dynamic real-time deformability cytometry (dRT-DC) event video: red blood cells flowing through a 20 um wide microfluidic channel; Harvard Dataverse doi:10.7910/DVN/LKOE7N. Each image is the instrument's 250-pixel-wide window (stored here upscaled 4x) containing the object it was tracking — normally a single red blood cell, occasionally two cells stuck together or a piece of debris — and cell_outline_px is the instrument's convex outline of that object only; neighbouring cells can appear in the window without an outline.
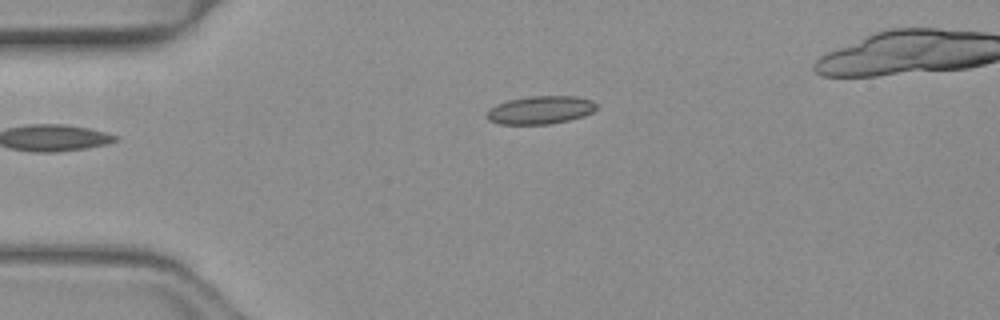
{"species": "common noctule bat (a hibernating species)", "species_latin": "Nyctalus noctula", "temperature_condition": "warm", "stored_images_in_passage": 34, "camera_frame_rate_fps": 3000, "um_per_image_px": 0.085, "animal": {"sex": "female", "body_mass_g": 19.3, "forearm_length_mm": 54.1}, "frame": {"image": 1, "passage_image": 1, "time_ms": 0.0, "image_size_px": [1000, 320], "cell_outline_px": [[596, 108], [592, 112], [584, 116], [568, 120], [548, 124], [500, 124], [488, 120], [484, 116], [496, 104], [508, 100], [528, 96], [576, 96], [592, 100], [596, 104]], "centroid_in_image_um": [45.92, 9.34], "position_along_channel_um": 39.1, "area_um2": 17.92}}
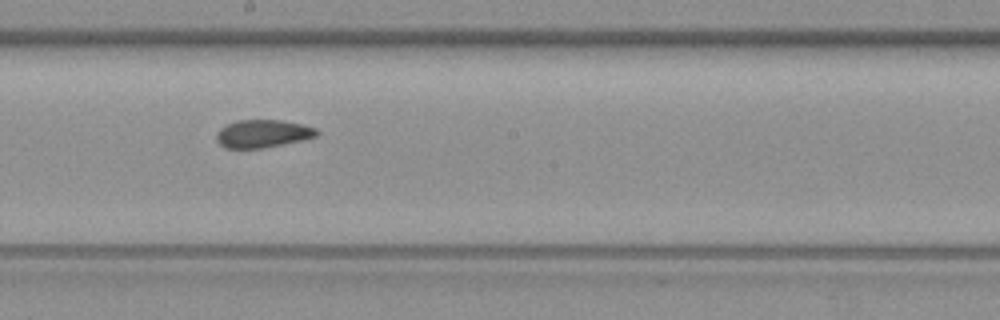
{"frame": {"image": 2, "passage_image": 17, "time_ms": 5.333, "image_size_px": [1000, 320], "cell_outline_px": [[320, 132], [316, 136], [300, 140], [264, 148], [224, 148], [216, 140], [216, 132], [220, 128], [236, 120], [280, 120], [300, 124], [316, 128]], "centroid_in_image_um": [22.29, 11.36], "position_along_channel_um": 225.9, "area_um2": 16.18}}
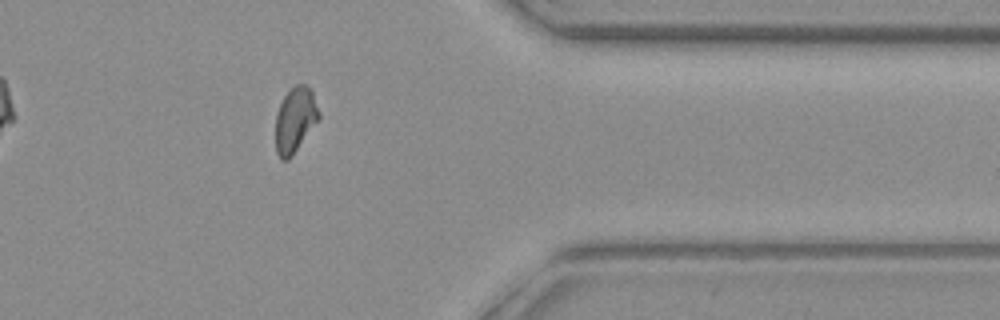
{"frame": {"image": 3, "passage_image": 30, "time_ms": 9.667, "image_size_px": [1000, 320], "cell_outline_px": [[320, 116], [292, 156], [288, 160], [280, 160], [276, 152], [276, 112], [284, 96], [296, 84], [308, 84], [312, 88], [320, 112]], "centroid_in_image_um": [25.09, 10.16], "position_along_channel_um": 386.3, "area_um2": 16.47}, "authors_computed_cell_mechanics": {"area_um2": 16.8198, "velocity_mm_per_s": 4.0919, "shape_relaxation_time_tau1_ms": null, "shape_relaxation_time_tau2_ms": 1.4191, "deformation_change_tau1": null, "deformation_change_tau2": 0.0773}}